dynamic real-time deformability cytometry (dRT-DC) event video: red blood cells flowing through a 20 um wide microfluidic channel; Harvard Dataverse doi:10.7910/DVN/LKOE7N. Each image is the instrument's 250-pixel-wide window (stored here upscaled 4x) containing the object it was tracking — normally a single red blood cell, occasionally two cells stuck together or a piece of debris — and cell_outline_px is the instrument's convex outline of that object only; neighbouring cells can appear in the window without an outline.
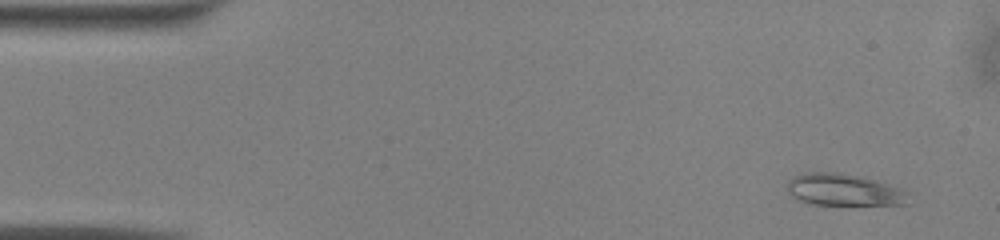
{"species": "common noctule bat (a hibernating species)", "species_latin": "Nyctalus noctula", "temperature_condition": "warm", "stored_images_in_passage": 48, "camera_frame_rate_fps": 3000, "um_per_image_px": 0.085, "animal": {"sex": "male", "body_mass_g": 13.0, "forearm_length_mm": 53.1}, "frame": {"image": 1, "passage_image": 1, "time_ms": 0.0, "image_size_px": [1000, 240], "cell_outline_px": [[912, 204], [812, 204], [800, 200], [792, 196], [788, 192], [788, 180], [792, 176], [804, 172], [840, 172], [864, 176], [900, 188], [908, 192]], "centroid_in_image_um": [71.76, 16.11], "position_along_channel_um": 13.2, "area_um2": 22.77}}
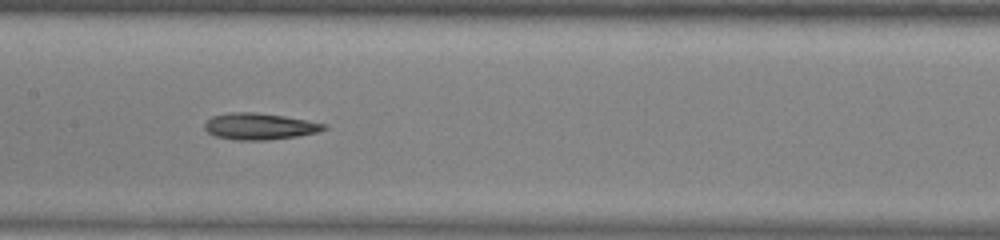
{"frame": {"image": 2, "passage_image": 22, "time_ms": 7.0, "image_size_px": [1000, 240], "cell_outline_px": [[328, 128], [316, 132], [296, 136], [268, 140], [232, 140], [216, 136], [208, 132], [204, 128], [204, 124], [212, 116], [228, 112], [256, 112], [284, 116], [328, 124]], "centroid_in_image_um": [22.05, 10.74], "position_along_channel_um": 185.4, "area_um2": 18.44}}
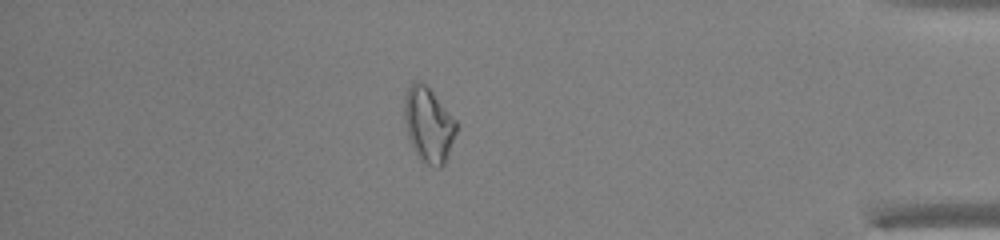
{"frame": {"image": 3, "passage_image": 41, "time_ms": 13.333, "image_size_px": [1000, 240], "cell_outline_px": [[456, 132], [444, 164], [440, 168], [436, 168], [420, 160], [408, 136], [404, 116], [404, 104], [408, 88], [416, 80], [420, 80], [432, 92], [456, 120]], "centroid_in_image_um": [36.42, 10.62], "position_along_channel_um": 398.8, "area_um2": 22.14}, "authors_computed_cell_mechanics": {"area_um2": 19.6231, "velocity_mm_per_s": 4.036, "shape_relaxation_time_tau1_ms": 8.2394, "shape_relaxation_time_tau2_ms": null, "deformation_change_tau1": 0.1903, "deformation_change_tau2": null}}